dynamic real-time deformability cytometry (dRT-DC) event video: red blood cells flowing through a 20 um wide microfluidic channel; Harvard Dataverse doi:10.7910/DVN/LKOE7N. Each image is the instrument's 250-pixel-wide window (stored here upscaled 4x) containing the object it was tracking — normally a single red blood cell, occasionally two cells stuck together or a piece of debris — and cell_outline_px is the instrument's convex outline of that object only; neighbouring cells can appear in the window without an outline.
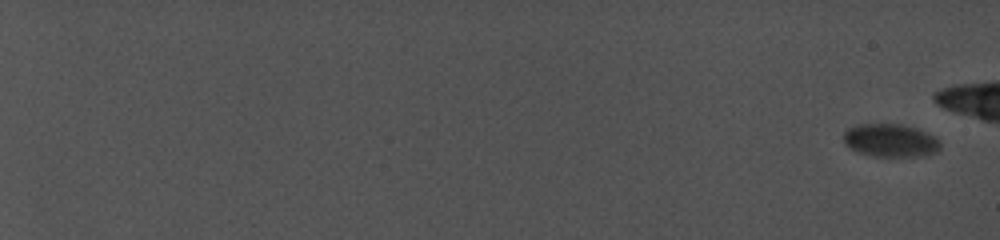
{"species": "common noctule bat (a hibernating species)", "species_latin": "Nyctalus noctula", "temperature_condition": "cold", "stored_images_in_passage": 27, "segment_of_instrument_passage": [1, 2], "camera_frame_rate_fps": 5000, "um_per_image_px": 0.085, "animal": {"sex": "female", "body_mass_g": 19.0, "forearm_length_mm": 56.7}, "frame": {"image": 1, "passage_image": 1, "time_ms": 0.0, "image_size_px": [1000, 240], "cell_outline_px": [[940, 144], [936, 152], [924, 156], [876, 156], [856, 152], [844, 140], [844, 132], [848, 128], [864, 124], [900, 124], [924, 132], [932, 136]], "centroid_in_image_um": [75.66, 11.95], "position_along_channel_um": 9.3, "area_um2": 18.03}}
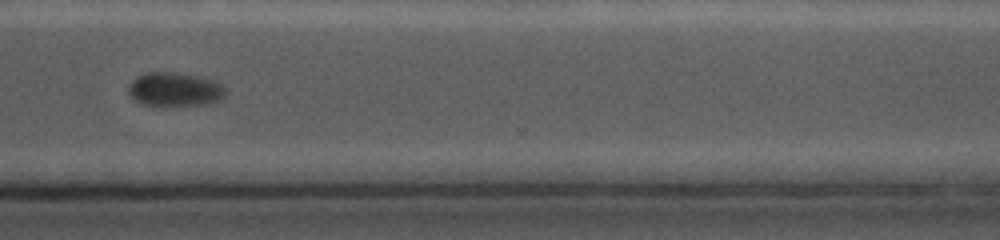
{"frame": {"image": 2, "passage_image": 24, "time_ms": 17.6, "image_size_px": [1000, 240], "cell_outline_px": [[224, 96], [216, 100], [204, 104], [160, 108], [140, 104], [128, 92], [128, 88], [132, 80], [136, 76], [144, 72], [176, 72], [200, 76], [212, 80], [220, 84], [224, 88]], "centroid_in_image_um": [14.78, 7.62], "position_along_channel_um": 355.8, "area_um2": 19.59}}
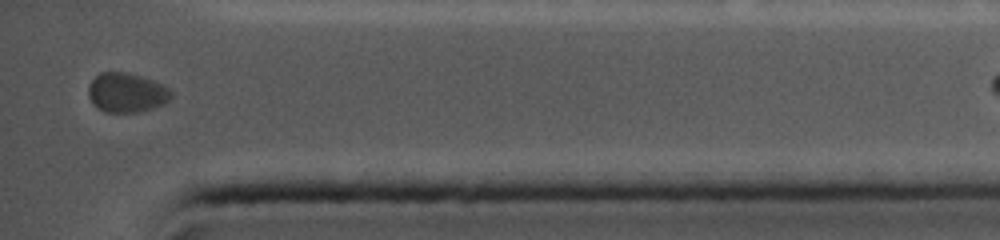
{"frame": {"image": 3, "passage_image": 26, "time_ms": 19.4, "image_size_px": [1000, 240], "cell_outline_px": [[172, 96], [168, 100], [152, 108], [140, 112], [104, 112], [92, 104], [88, 96], [88, 84], [100, 72], [128, 72], [144, 76], [168, 88], [172, 92]], "centroid_in_image_um": [10.72, 7.86], "position_along_channel_um": 424.5, "area_um2": 19.07}}